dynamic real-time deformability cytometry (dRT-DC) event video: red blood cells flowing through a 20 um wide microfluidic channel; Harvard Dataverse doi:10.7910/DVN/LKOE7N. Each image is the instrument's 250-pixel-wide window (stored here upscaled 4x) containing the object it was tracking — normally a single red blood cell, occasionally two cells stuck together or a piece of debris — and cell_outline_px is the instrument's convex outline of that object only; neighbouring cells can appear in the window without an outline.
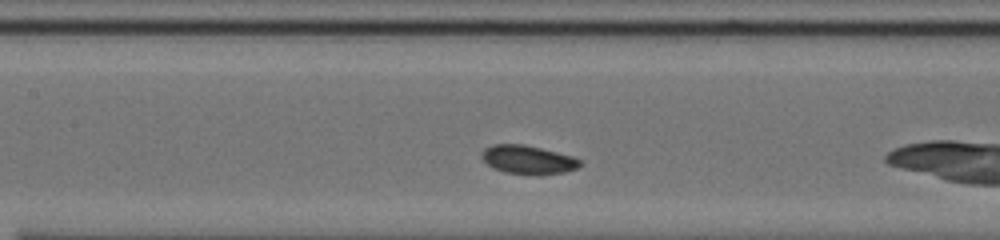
{"species": "common noctule bat (a hibernating species)", "species_latin": "Nyctalus noctula", "temperature_condition": "cold", "stored_images_in_passage": 13, "camera_frame_rate_fps": 3000, "um_per_image_px": 0.085, "animal": {"sex": "male", "body_mass_g": 20.0, "forearm_length_mm": 53.3}, "frame": {"image": 1, "passage_image": 8, "time_ms": 2.333, "image_size_px": [1000, 240], "cell_outline_px": [[584, 164], [576, 168], [564, 172], [540, 176], [532, 176], [504, 172], [492, 168], [480, 156], [484, 148], [492, 144], [524, 144], [572, 156], [584, 160]], "centroid_in_image_um": [44.9, 13.6], "position_along_channel_um": 162.5, "area_um2": 16.82}}
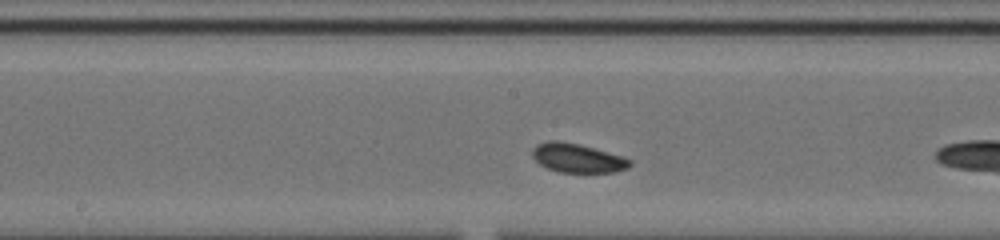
{"frame": {"image": 2, "passage_image": 11, "time_ms": 3.333, "image_size_px": [1000, 240], "cell_outline_px": [[632, 164], [628, 168], [616, 172], [560, 172], [548, 168], [540, 164], [532, 156], [532, 148], [536, 144], [548, 140], [556, 140], [580, 144], [624, 156], [632, 160]], "centroid_in_image_um": [49.11, 13.42], "position_along_channel_um": 199.1, "area_um2": 16.65}}